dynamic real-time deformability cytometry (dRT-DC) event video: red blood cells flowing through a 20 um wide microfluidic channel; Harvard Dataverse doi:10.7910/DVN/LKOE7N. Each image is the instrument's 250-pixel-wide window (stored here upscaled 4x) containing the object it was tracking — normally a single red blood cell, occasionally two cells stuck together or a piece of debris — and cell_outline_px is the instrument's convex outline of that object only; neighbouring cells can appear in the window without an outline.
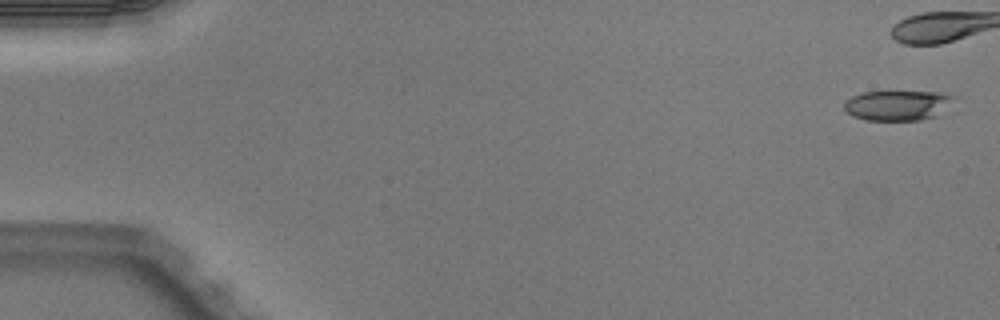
{"species": "Egyptian fruit bat (a non-hibernating species)", "species_latin": "Rousettus aegyptiacus", "temperature_condition": "warm", "stored_images_in_passage": 5, "camera_frame_rate_fps": 3000, "um_per_image_px": 0.085, "animal": {"sex": "male"}, "frame": {"image": 1, "passage_image": 1, "time_ms": 0.0, "image_size_px": [1000, 320], "cell_outline_px": [[956, 96], [940, 116], [920, 120], [864, 120], [852, 116], [844, 108], [844, 100], [852, 96], [864, 92], [936, 92]], "centroid_in_image_um": [76.29, 8.97], "position_along_channel_um": 8.7, "area_um2": 19.31}}